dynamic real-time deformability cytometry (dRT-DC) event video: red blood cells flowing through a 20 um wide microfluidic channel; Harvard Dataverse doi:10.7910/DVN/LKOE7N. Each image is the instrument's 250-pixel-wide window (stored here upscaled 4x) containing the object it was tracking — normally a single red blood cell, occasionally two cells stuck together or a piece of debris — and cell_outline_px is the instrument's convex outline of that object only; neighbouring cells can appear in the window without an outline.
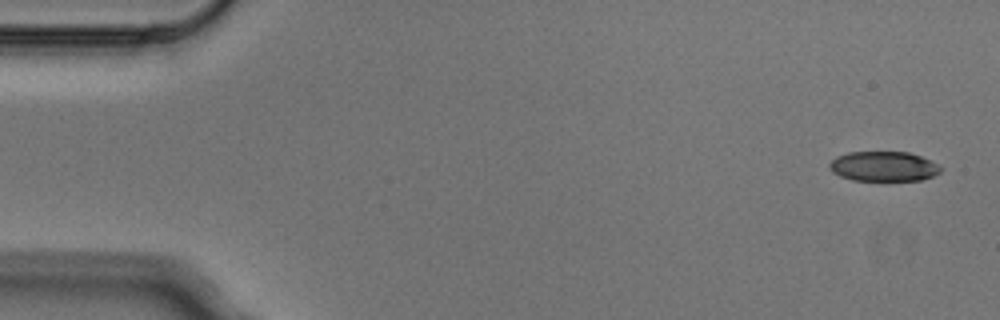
{"species": "Egyptian fruit bat (a non-hibernating species)", "species_latin": "Rousettus aegyptiacus", "temperature_condition": "cold", "stored_images_in_passage": 8, "camera_frame_rate_fps": 3000, "um_per_image_px": 0.085, "animal": {"sex": "male"}, "frame": {"image": 1, "passage_image": 1, "time_ms": 0.0, "image_size_px": [1000, 320], "cell_outline_px": [[944, 168], [940, 172], [932, 176], [920, 180], [852, 180], [840, 176], [832, 172], [828, 168], [828, 164], [836, 156], [848, 152], [908, 152], [920, 156]], "centroid_in_image_um": [75.06, 14.14], "position_along_channel_um": 9.9, "area_um2": 19.31}}
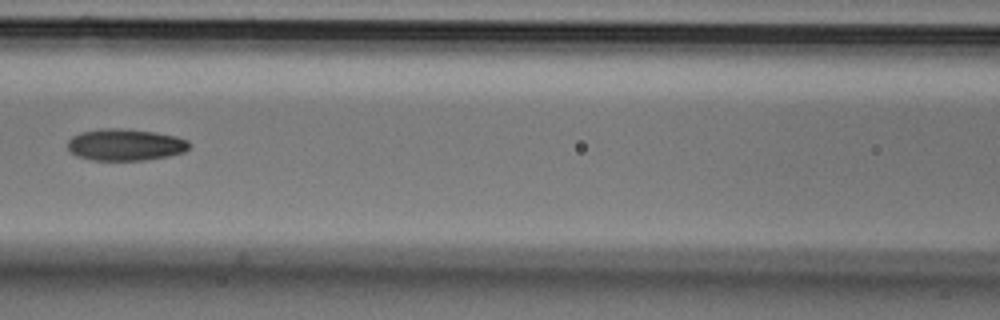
{"frame": {"image": 2, "passage_image": 7, "time_ms": 2.0, "image_size_px": [1000, 320], "cell_outline_px": [[192, 144], [184, 152], [168, 156], [144, 160], [92, 160], [76, 156], [68, 148], [68, 140], [72, 136], [80, 132], [104, 128], [120, 128], [152, 132], [176, 136], [188, 140]], "centroid_in_image_um": [10.65, 12.3], "position_along_channel_um": 156.0, "area_um2": 22.48}}
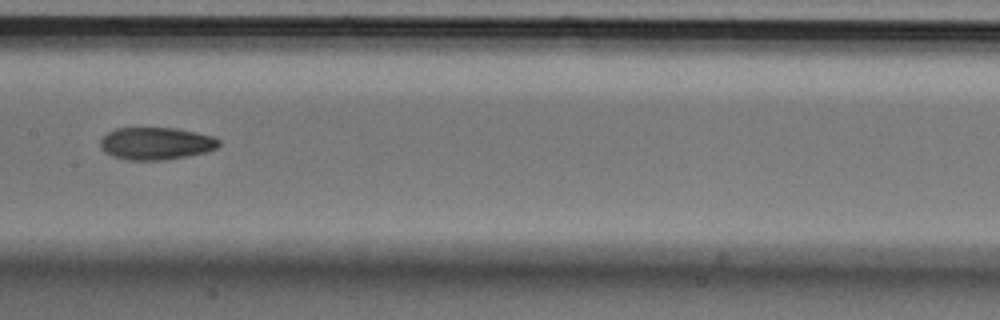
{"frame": {"image": 3, "passage_image": 8, "time_ms": 2.333, "image_size_px": [1000, 320], "cell_outline_px": [[220, 144], [216, 148], [204, 152], [188, 156], [164, 160], [128, 160], [112, 156], [104, 152], [100, 148], [100, 140], [108, 132], [116, 128], [176, 128], [196, 132], [212, 136], [220, 140]], "centroid_in_image_um": [13.24, 12.2], "position_along_channel_um": 194.2, "area_um2": 22.43}}